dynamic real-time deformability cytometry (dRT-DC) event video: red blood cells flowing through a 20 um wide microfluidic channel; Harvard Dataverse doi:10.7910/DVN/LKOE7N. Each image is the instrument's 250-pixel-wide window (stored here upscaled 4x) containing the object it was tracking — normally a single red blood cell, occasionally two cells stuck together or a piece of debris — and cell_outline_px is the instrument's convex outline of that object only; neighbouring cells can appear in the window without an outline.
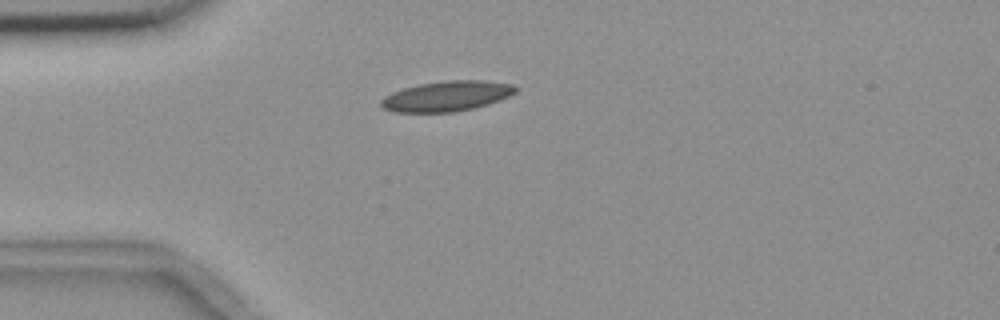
{"species": "common noctule bat (a hibernating species)", "species_latin": "Nyctalus noctula", "temperature_condition": "room temperature", "stored_images_in_passage": 8, "camera_frame_rate_fps": 3000, "um_per_image_px": 0.085, "animal": {"sex": "female", "body_mass_g": 18.4}, "frame": {"image": 1, "passage_image": 2, "time_ms": 1.333, "image_size_px": [1000, 320], "cell_outline_px": [[520, 88], [516, 92], [500, 100], [476, 108], [452, 112], [392, 112], [384, 108], [380, 104], [380, 100], [384, 96], [392, 92], [404, 88], [420, 84], [448, 80], [484, 80], [512, 84]], "centroid_in_image_um": [37.99, 8.17], "position_along_channel_um": 47.0, "area_um2": 23.81}}
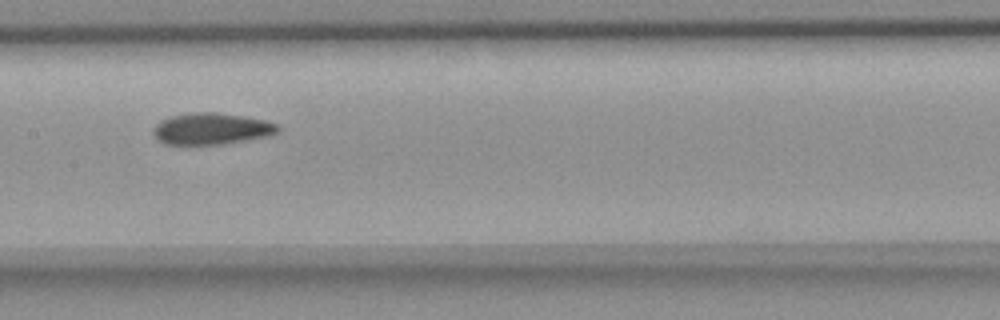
{"frame": {"image": 2, "passage_image": 6, "time_ms": 5.667, "image_size_px": [1000, 320], "cell_outline_px": [[280, 128], [276, 132], [268, 136], [224, 144], [164, 144], [152, 132], [156, 124], [160, 120], [168, 116], [192, 112], [216, 112], [264, 120], [276, 124]], "centroid_in_image_um": [17.94, 10.94], "position_along_channel_um": 189.5, "area_um2": 22.72}}
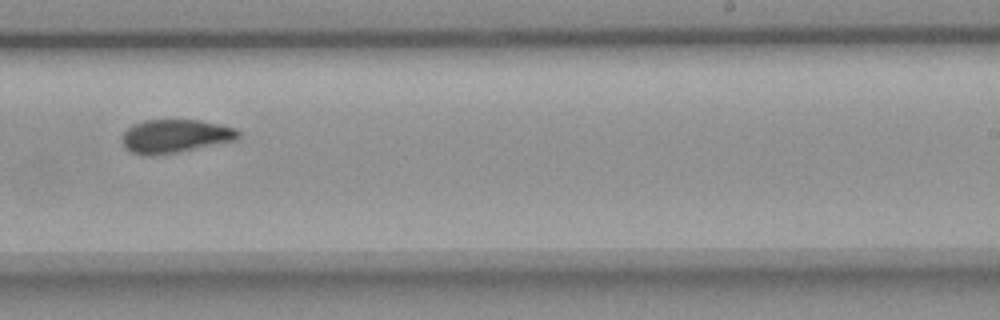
{"frame": {"image": 3, "passage_image": 8, "time_ms": 8.0, "image_size_px": [1000, 320], "cell_outline_px": [[240, 136], [236, 140], [180, 152], [156, 156], [148, 156], [132, 152], [124, 148], [120, 140], [124, 132], [132, 124], [144, 120], [200, 120], [236, 128], [240, 132]], "centroid_in_image_um": [14.86, 11.58], "position_along_channel_um": 274.1, "area_um2": 22.95}}